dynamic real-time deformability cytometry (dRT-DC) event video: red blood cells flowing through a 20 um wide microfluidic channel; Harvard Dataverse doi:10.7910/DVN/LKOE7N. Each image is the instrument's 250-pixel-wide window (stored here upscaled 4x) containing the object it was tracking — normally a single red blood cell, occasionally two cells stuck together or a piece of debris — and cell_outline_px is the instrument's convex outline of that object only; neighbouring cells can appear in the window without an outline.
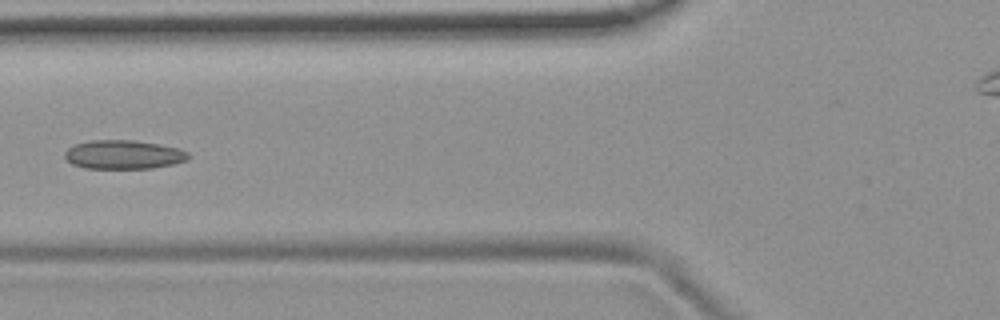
{"species": "common noctule bat (a hibernating species)", "species_latin": "Nyctalus noctula", "temperature_condition": "room temperature", "stored_images_in_passage": 6, "camera_frame_rate_fps": 3000, "um_per_image_px": 0.085, "animal": {"sex": "female", "body_mass_g": 19.9}, "frame": {"image": 1, "passage_image": 3, "time_ms": 3.0, "image_size_px": [1000, 320], "cell_outline_px": [[192, 156], [188, 160], [172, 164], [152, 168], [84, 168], [72, 164], [64, 156], [64, 152], [68, 148], [76, 144], [92, 140], [132, 140], [160, 144], [180, 148], [188, 152]], "centroid_in_image_um": [10.54, 13.14], "position_along_channel_um": 115.3, "area_um2": 20.87}}